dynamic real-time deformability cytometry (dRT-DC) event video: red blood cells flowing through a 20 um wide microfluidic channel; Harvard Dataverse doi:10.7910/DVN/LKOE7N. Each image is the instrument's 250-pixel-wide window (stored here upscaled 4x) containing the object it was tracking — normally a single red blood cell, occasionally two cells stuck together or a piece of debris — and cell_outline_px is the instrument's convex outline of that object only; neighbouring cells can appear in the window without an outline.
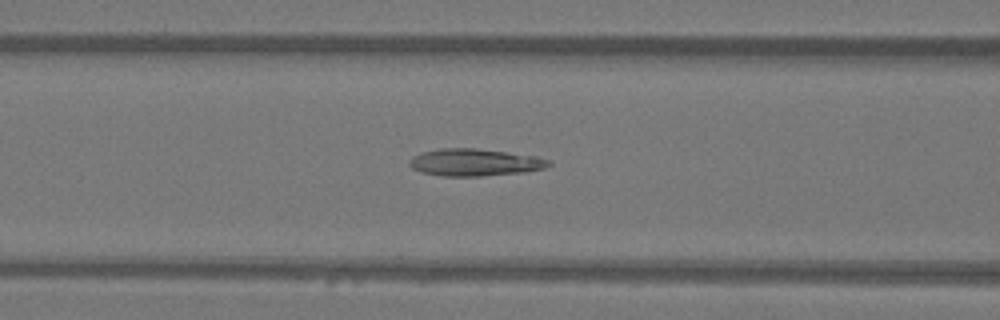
{"species": "Egyptian fruit bat (a non-hibernating species)", "species_latin": "Rousettus aegyptiacus", "temperature_condition": "warm", "stored_images_in_passage": 49, "camera_frame_rate_fps": 3000, "um_per_image_px": 0.085, "animal": {"sex": "female"}, "frame": {"image": 1, "passage_image": 20, "time_ms": 6.333, "image_size_px": [1000, 320], "cell_outline_px": [[552, 164], [544, 168], [524, 172], [480, 176], [444, 176], [420, 172], [412, 168], [408, 164], [408, 160], [412, 156], [424, 152], [440, 148], [476, 148], [536, 156], [548, 160]], "centroid_in_image_um": [40.32, 13.8], "position_along_channel_um": 126.3, "area_um2": 22.02}}
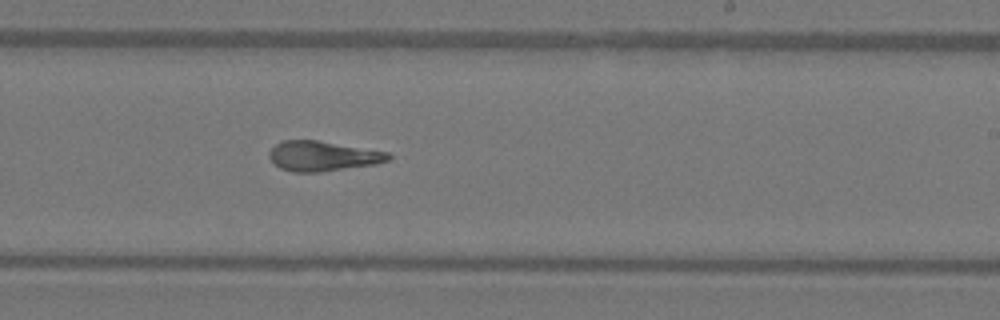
{"frame": {"image": 2, "passage_image": 30, "time_ms": 9.667, "image_size_px": [1000, 320], "cell_outline_px": [[392, 156], [388, 160], [376, 164], [320, 172], [292, 172], [280, 168], [268, 156], [268, 152], [280, 140], [316, 140], [388, 152]], "centroid_in_image_um": [27.41, 13.26], "position_along_channel_um": 261.6, "area_um2": 20.69}}
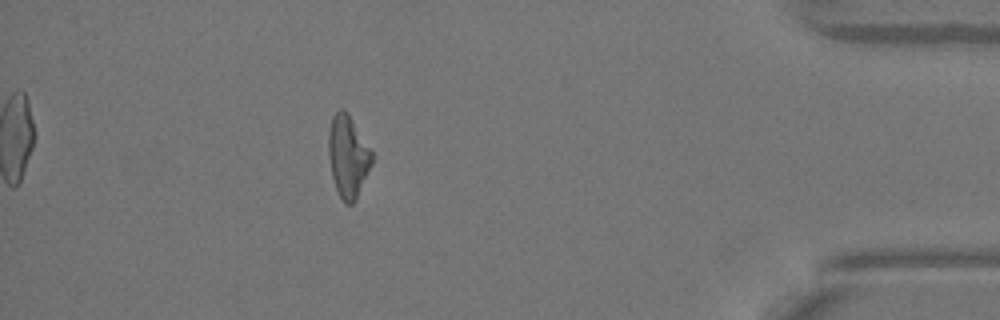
{"frame": {"image": 3, "passage_image": 44, "time_ms": 14.333, "image_size_px": [1000, 320], "cell_outline_px": [[372, 164], [356, 200], [352, 204], [344, 204], [336, 188], [332, 176], [328, 156], [328, 132], [332, 116], [340, 108], [344, 108], [348, 112], [372, 152]], "centroid_in_image_um": [29.56, 13.28], "position_along_channel_um": 405.6, "area_um2": 20.81}, "authors_computed_cell_mechanics": {"area_um2": 21.386, "velocity_mm_per_s": 4.0657, "shape_relaxation_time_tau1_ms": 7.2329, "shape_relaxation_time_tau2_ms": 2.0103, "deformation_change_tau1": 0.2517, "deformation_change_tau2": 0.1111}}